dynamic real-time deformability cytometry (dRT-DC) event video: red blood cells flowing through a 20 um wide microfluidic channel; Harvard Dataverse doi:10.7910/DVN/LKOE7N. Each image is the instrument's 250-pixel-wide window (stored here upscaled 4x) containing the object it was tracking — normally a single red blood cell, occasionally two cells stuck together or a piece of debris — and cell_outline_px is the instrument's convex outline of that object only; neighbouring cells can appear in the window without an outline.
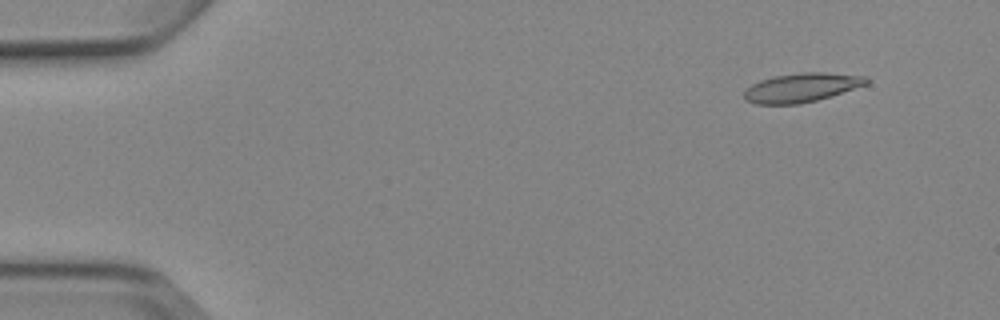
{"species": "Egyptian fruit bat (a non-hibernating species)", "species_latin": "Rousettus aegyptiacus", "temperature_condition": "cold", "stored_images_in_passage": 6, "camera_frame_rate_fps": 3000, "um_per_image_px": 0.085, "animal": {"sex": "female"}, "frame": {"image": 1, "passage_image": 2, "time_ms": 1.0, "image_size_px": [1000, 320], "cell_outline_px": [[868, 84], [816, 100], [800, 104], [756, 104], [748, 100], [744, 96], [744, 92], [752, 84], [760, 80], [772, 76], [800, 72], [824, 72], [868, 76]], "centroid_in_image_um": [68.14, 7.43], "position_along_channel_um": 16.9, "area_um2": 20.58}}
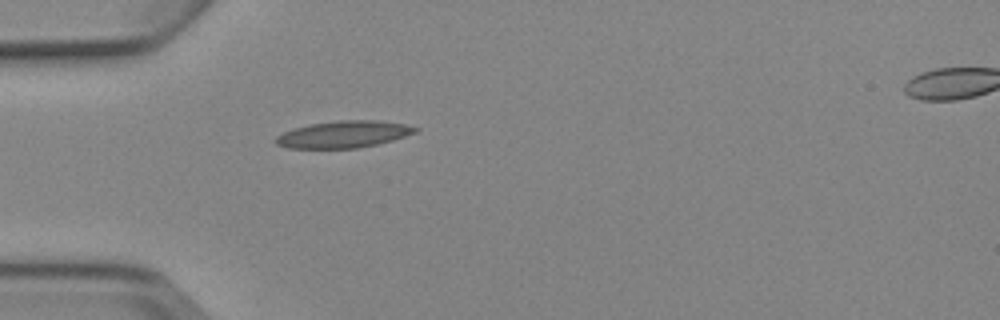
{"frame": {"image": 2, "passage_image": 5, "time_ms": 4.667, "image_size_px": [1000, 320], "cell_outline_px": [[420, 128], [416, 132], [392, 140], [376, 144], [356, 148], [288, 148], [276, 144], [272, 140], [276, 136], [284, 132], [296, 128], [312, 124], [340, 120], [380, 120], [404, 124]], "centroid_in_image_um": [29.2, 11.42], "position_along_channel_um": 55.8, "area_um2": 21.68}}